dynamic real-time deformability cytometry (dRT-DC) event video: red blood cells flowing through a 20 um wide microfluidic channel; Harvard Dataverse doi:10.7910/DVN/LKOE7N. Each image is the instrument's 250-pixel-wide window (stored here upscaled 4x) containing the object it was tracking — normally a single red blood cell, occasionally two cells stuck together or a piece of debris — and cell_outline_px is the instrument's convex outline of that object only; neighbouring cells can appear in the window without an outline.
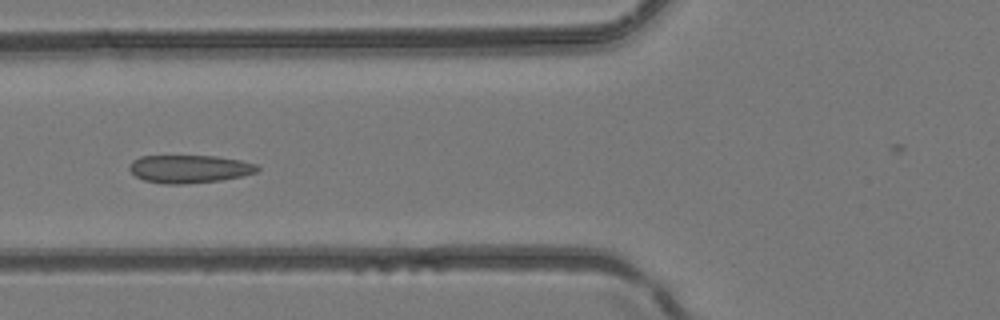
{"species": "common noctule bat (a hibernating species)", "species_latin": "Nyctalus noctula", "temperature_condition": "room temperature", "stored_images_in_passage": 5, "camera_frame_rate_fps": 3000, "um_per_image_px": 0.085, "animal": {"sex": "female", "body_mass_g": 24.6, "forearm_length_mm": 56.2}, "frame": {"image": 1, "passage_image": 5, "time_ms": 1.333, "image_size_px": [1000, 320], "cell_outline_px": [[260, 168], [256, 172], [240, 176], [220, 180], [180, 184], [164, 184], [144, 180], [136, 176], [128, 168], [128, 164], [132, 160], [140, 156], [216, 156], [240, 160], [256, 164]], "centroid_in_image_um": [16.06, 14.35], "position_along_channel_um": 109.7, "area_um2": 20.75}}